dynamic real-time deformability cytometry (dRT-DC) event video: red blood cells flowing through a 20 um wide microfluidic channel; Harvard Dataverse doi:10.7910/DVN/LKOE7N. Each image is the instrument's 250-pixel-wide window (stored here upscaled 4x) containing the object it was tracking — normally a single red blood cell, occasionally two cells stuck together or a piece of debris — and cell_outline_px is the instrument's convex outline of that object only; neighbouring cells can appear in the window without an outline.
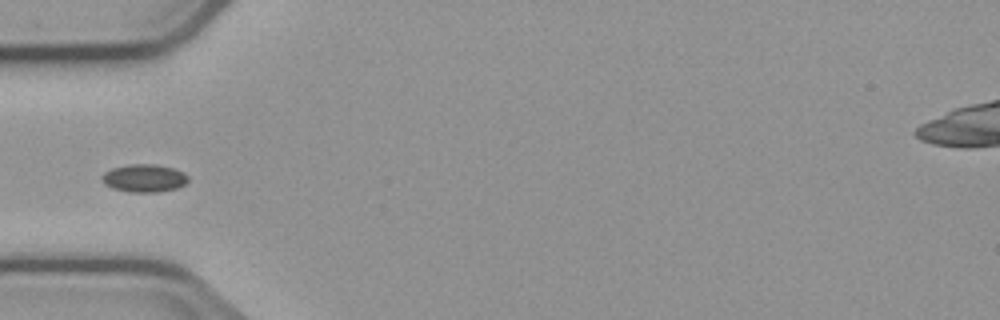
{"species": "common noctule bat (a hibernating species)", "species_latin": "Nyctalus noctula", "temperature_condition": "cold", "stored_images_in_passage": 10, "camera_frame_rate_fps": 3000, "um_per_image_px": 0.085, "animal": {"sex": "male", "body_mass_g": 23.1, "forearm_length_mm": 52.7}, "frame": {"image": 1, "passage_image": 4, "time_ms": 4.667, "image_size_px": [1000, 320], "cell_outline_px": [[188, 180], [184, 184], [176, 188], [156, 192], [128, 192], [112, 188], [104, 184], [100, 180], [100, 176], [104, 172], [112, 168], [128, 164], [156, 164], [172, 168], [184, 172], [188, 176]], "centroid_in_image_um": [12.21, 15.14], "position_along_channel_um": 72.8, "area_um2": 14.1}}
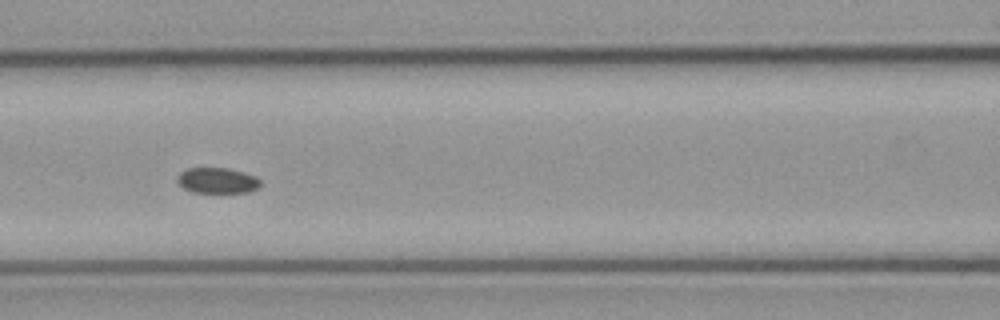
{"frame": {"image": 2, "passage_image": 6, "time_ms": 6.667, "image_size_px": [1000, 320], "cell_outline_px": [[260, 184], [256, 188], [248, 192], [192, 192], [184, 188], [176, 180], [176, 176], [180, 172], [188, 168], [228, 168], [244, 172], [256, 176], [260, 180]], "centroid_in_image_um": [18.45, 15.33], "position_along_channel_um": 148.2, "area_um2": 12.37}}
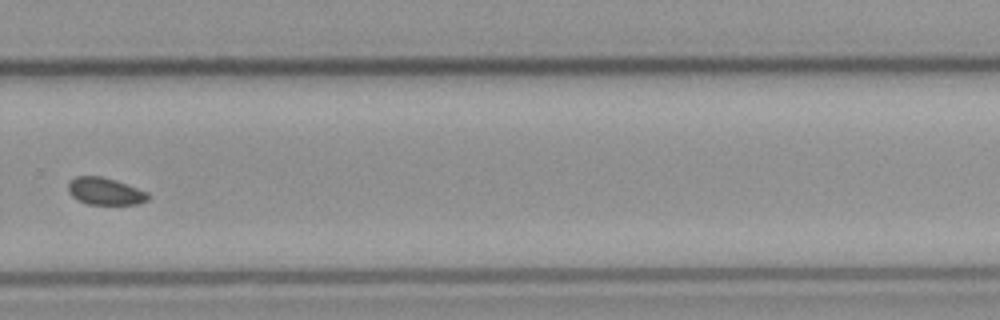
{"frame": {"image": 3, "passage_image": 10, "time_ms": 11.333, "image_size_px": [1000, 320], "cell_outline_px": [[152, 196], [148, 200], [140, 204], [88, 204], [76, 200], [68, 192], [68, 184], [76, 176], [104, 176], [116, 180], [148, 192]], "centroid_in_image_um": [8.96, 16.26], "position_along_channel_um": 320.8, "area_um2": 12.83}}